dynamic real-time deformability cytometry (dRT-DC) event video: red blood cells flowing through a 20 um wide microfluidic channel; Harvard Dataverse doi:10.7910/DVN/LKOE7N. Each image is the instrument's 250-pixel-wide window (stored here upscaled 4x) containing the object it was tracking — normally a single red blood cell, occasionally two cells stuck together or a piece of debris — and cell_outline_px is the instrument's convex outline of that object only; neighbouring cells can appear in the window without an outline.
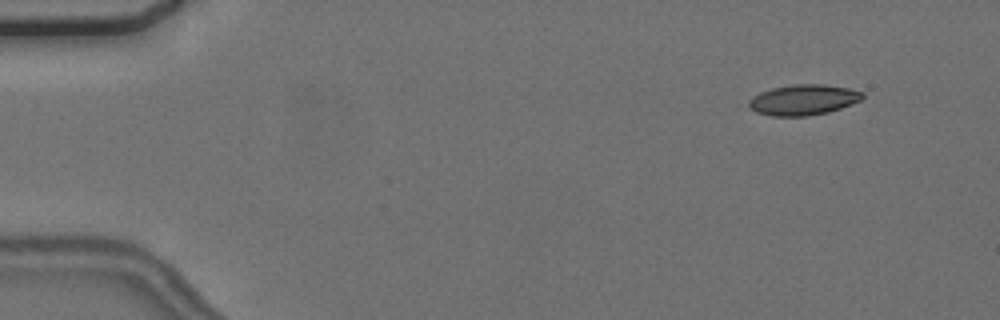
{"species": "common noctule bat (a hibernating species)", "species_latin": "Nyctalus noctula", "temperature_condition": "cold", "stored_images_in_passage": 5, "camera_frame_rate_fps": 3000, "um_per_image_px": 0.085, "animal": {"sex": "female", "body_mass_g": 24.6, "forearm_length_mm": 56.2}, "frame": {"image": 1, "passage_image": 1, "time_ms": 0.0, "image_size_px": [1000, 320], "cell_outline_px": [[864, 96], [860, 100], [852, 104], [828, 112], [808, 116], [772, 116], [756, 112], [748, 108], [748, 100], [752, 96], [760, 92], [772, 88], [796, 84], [824, 84], [848, 88], [864, 92]], "centroid_in_image_um": [68.26, 8.49], "position_along_channel_um": 16.7, "area_um2": 20.35}}
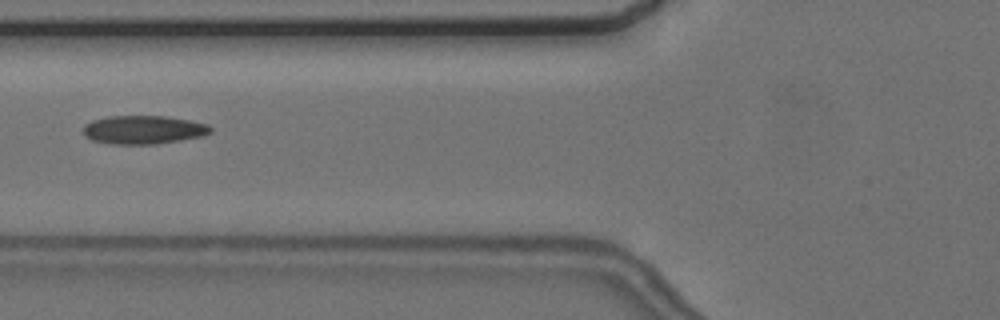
{"frame": {"image": 2, "passage_image": 5, "time_ms": 5.667, "image_size_px": [1000, 320], "cell_outline_px": [[212, 132], [204, 136], [156, 144], [112, 144], [92, 140], [84, 136], [84, 124], [92, 120], [108, 116], [164, 116], [188, 120], [208, 124], [212, 128]], "centroid_in_image_um": [12.2, 11.03], "position_along_channel_um": 113.6, "area_um2": 21.21}}